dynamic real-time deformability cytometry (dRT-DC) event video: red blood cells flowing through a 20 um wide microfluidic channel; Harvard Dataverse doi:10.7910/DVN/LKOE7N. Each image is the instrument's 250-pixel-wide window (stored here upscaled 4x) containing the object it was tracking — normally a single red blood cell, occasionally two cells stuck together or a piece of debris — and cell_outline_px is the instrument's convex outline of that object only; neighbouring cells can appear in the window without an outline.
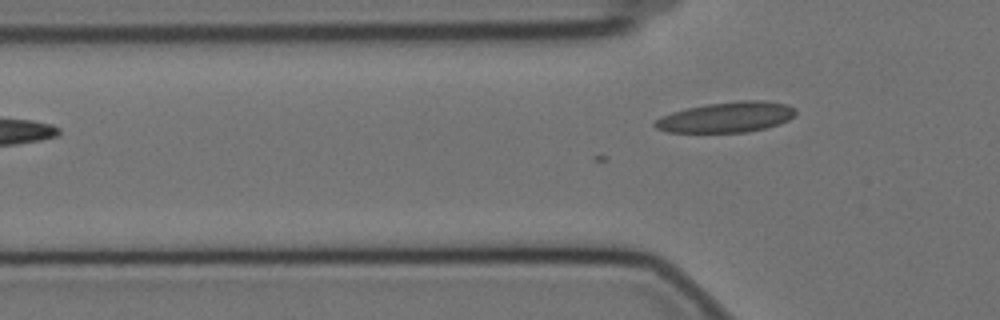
{"species": "Egyptian fruit bat (a non-hibernating species)", "species_latin": "Rousettus aegyptiacus", "temperature_condition": "cold", "stored_images_in_passage": 2, "camera_frame_rate_fps": 3000, "um_per_image_px": 0.085, "animal": {"sex": "female"}, "frame": {"image": 1, "passage_image": 2, "time_ms": 0.333, "image_size_px": [1000, 320], "cell_outline_px": [[796, 116], [780, 124], [748, 132], [668, 132], [656, 128], [652, 124], [660, 116], [672, 112], [688, 108], [708, 104], [740, 100], [768, 100], [788, 104], [796, 108]], "centroid_in_image_um": [61.8, 9.95], "position_along_channel_um": 64.0, "area_um2": 25.14}}